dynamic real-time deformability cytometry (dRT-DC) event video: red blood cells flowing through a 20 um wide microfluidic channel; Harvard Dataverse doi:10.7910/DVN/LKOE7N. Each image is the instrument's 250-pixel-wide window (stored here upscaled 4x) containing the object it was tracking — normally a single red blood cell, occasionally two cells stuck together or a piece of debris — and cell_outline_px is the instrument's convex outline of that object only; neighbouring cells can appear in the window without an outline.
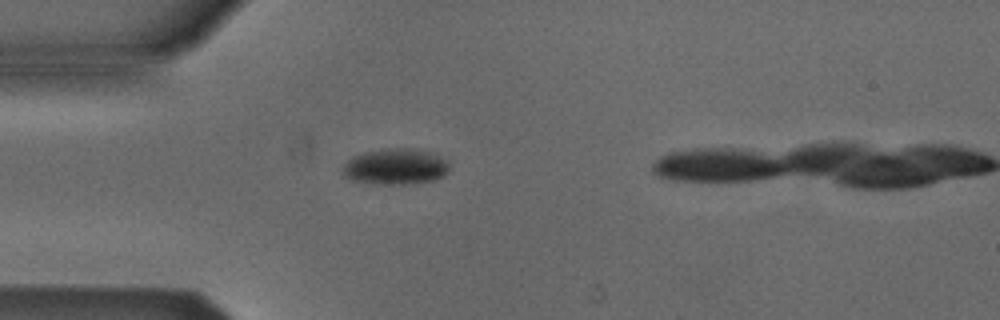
{"species": "Egyptian fruit bat (a non-hibernating species)", "species_latin": "Rousettus aegyptiacus", "temperature_condition": "cold", "stored_images_in_passage": 3, "camera_frame_rate_fps": 3000, "um_per_image_px": 0.085, "animal": {"sex": "male"}, "frame": {"image": 1, "passage_image": 3, "time_ms": 2.333, "image_size_px": [1000, 320], "cell_outline_px": [[448, 172], [444, 176], [432, 180], [404, 184], [380, 184], [352, 180], [344, 176], [344, 164], [352, 156], [364, 152], [388, 148], [416, 148], [432, 152], [448, 160]], "centroid_in_image_um": [33.65, 14.14], "position_along_channel_um": 51.4, "area_um2": 22.37}}